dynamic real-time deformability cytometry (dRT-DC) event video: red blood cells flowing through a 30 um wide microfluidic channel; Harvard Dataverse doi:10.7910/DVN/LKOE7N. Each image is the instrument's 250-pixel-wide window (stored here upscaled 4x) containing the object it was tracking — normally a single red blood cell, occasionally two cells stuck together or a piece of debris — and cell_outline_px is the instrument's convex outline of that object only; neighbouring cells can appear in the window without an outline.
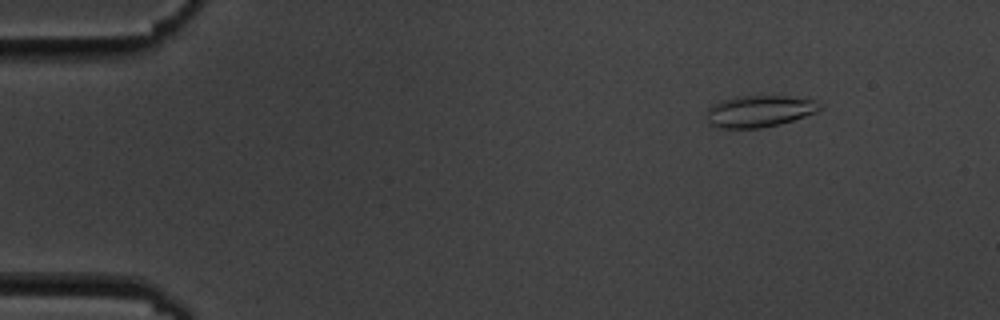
{"species": "common noctule bat (a hibernating species)", "species_latin": "Nyctalus noctula", "temperature_condition": "cold", "stored_images_in_passage": 5, "camera_frame_rate_fps": 3000, "um_per_image_px": 0.085, "animal": {"sex": "male", "body_mass_g": 19.5, "forearm_length_mm": 54.6}, "frame": {"image": 1, "passage_image": 2, "time_ms": 1.333, "image_size_px": [1000, 320], "cell_outline_px": [[820, 108], [816, 112], [780, 124], [760, 128], [716, 128], [708, 124], [708, 108], [712, 104], [720, 100], [736, 96], [788, 96], [812, 100], [820, 104]], "centroid_in_image_um": [64.48, 9.45], "position_along_channel_um": 20.5, "area_um2": 20.81}}